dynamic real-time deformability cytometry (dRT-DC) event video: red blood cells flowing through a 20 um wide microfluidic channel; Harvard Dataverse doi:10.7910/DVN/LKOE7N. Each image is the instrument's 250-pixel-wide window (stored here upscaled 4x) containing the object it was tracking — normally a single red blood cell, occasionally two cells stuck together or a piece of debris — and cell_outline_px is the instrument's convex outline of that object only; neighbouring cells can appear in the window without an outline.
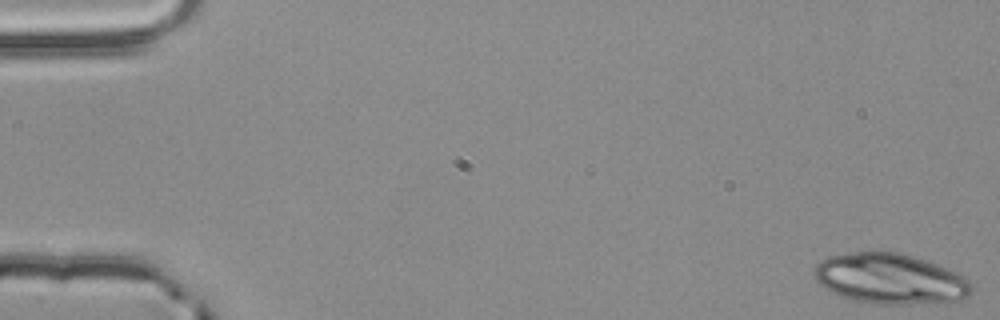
{"species": "common noctule bat (a hibernating species)", "species_latin": "Nyctalus noctula", "temperature_condition": "room temperature", "stored_images_in_passage": 27, "segment_of_instrument_passage": [1, 2], "camera_frame_rate_fps": 3000, "um_per_image_px": 0.085, "animal": {"sex": "male", "body_mass_g": 20.4}, "frame": {"image": 1, "passage_image": 1, "time_ms": 0.0, "image_size_px": [1000, 320], "cell_outline_px": [[972, 292], [968, 296], [960, 300], [908, 304], [880, 304], [856, 300], [840, 296], [828, 292], [816, 280], [816, 264], [820, 260], [828, 256], [856, 252], [900, 252], [928, 260], [956, 272], [964, 276], [972, 284]], "centroid_in_image_um": [75.68, 23.69], "position_along_channel_um": 9.3, "area_um2": 46.18}}